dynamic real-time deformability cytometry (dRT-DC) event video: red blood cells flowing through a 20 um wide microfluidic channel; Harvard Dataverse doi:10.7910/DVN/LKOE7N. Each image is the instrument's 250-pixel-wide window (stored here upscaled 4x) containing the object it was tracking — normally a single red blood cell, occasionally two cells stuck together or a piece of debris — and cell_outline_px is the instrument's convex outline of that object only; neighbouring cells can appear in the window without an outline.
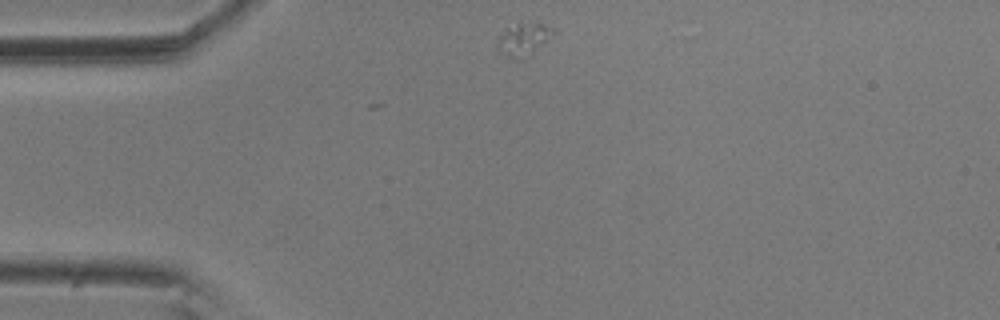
{"species": "common noctule bat (a hibernating species)", "species_latin": "Nyctalus noctula", "temperature_condition": "room temperature", "stored_images_in_passage": 2, "camera_frame_rate_fps": 3000, "um_per_image_px": 0.085, "animal": {"sex": "male", "body_mass_g": 20.5, "forearm_length_mm": 52.5}, "frame": {"image": 1, "passage_image": 1, "time_ms": 0.0, "image_size_px": [1000, 320], "cell_outline_px": [[556, 32], [532, 52], [516, 60], [504, 56], [496, 48], [500, 36], [504, 32], [528, 20], [556, 28]], "centroid_in_image_um": [44.52, 3.33], "position_along_channel_um": 40.5, "area_um2": 10.23}}